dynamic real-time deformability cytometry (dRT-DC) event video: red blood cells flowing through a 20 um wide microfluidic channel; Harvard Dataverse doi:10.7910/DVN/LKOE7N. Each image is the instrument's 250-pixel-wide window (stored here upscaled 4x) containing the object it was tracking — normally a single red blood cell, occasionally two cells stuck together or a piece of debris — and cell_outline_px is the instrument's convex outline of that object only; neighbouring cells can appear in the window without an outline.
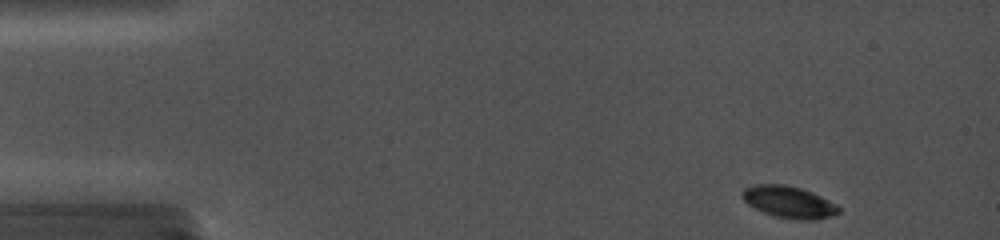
{"species": "common noctule bat (a hibernating species)", "species_latin": "Nyctalus noctula", "temperature_condition": "cold", "stored_images_in_passage": 40, "camera_frame_rate_fps": 5000, "um_per_image_px": 0.085, "animal": {"sex": "female", "body_mass_g": 19.0, "forearm_length_mm": 56.7}, "frame": {"image": 1, "passage_image": 1, "time_ms": 0.0, "image_size_px": [1000, 240], "cell_outline_px": [[840, 212], [832, 216], [816, 220], [800, 220], [776, 216], [764, 212], [748, 204], [744, 200], [744, 188], [752, 184], [784, 184], [800, 188], [812, 192], [836, 204], [840, 208]], "centroid_in_image_um": [67.09, 17.17], "position_along_channel_um": 17.9, "area_um2": 17.69}}
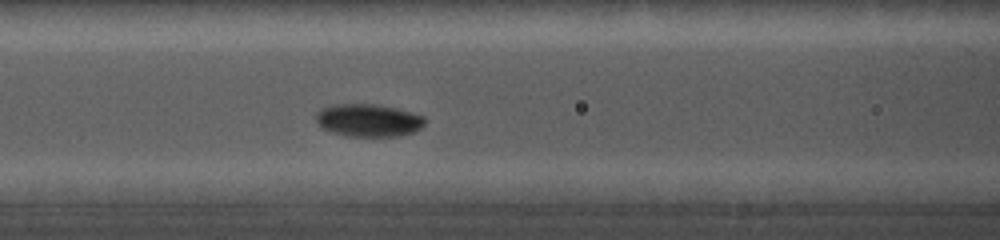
{"frame": {"image": 2, "passage_image": 24, "time_ms": 5.8, "image_size_px": [1000, 240], "cell_outline_px": [[428, 120], [420, 128], [412, 132], [400, 136], [344, 136], [320, 128], [316, 120], [316, 112], [320, 108], [332, 104], [376, 104], [396, 108], [412, 112], [424, 116]], "centroid_in_image_um": [31.29, 10.22], "position_along_channel_um": 135.3, "area_um2": 21.04}}
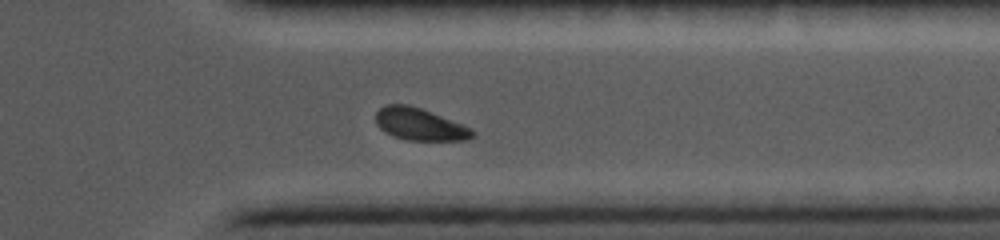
{"frame": {"image": 3, "passage_image": 40, "time_ms": 12.2, "image_size_px": [1000, 240], "cell_outline_px": [[472, 136], [468, 140], [408, 140], [396, 136], [380, 128], [376, 124], [376, 112], [384, 104], [408, 104], [420, 108], [460, 124], [468, 128], [472, 132]], "centroid_in_image_um": [35.6, 10.55], "position_along_channel_um": 375.8, "area_um2": 17.51}}